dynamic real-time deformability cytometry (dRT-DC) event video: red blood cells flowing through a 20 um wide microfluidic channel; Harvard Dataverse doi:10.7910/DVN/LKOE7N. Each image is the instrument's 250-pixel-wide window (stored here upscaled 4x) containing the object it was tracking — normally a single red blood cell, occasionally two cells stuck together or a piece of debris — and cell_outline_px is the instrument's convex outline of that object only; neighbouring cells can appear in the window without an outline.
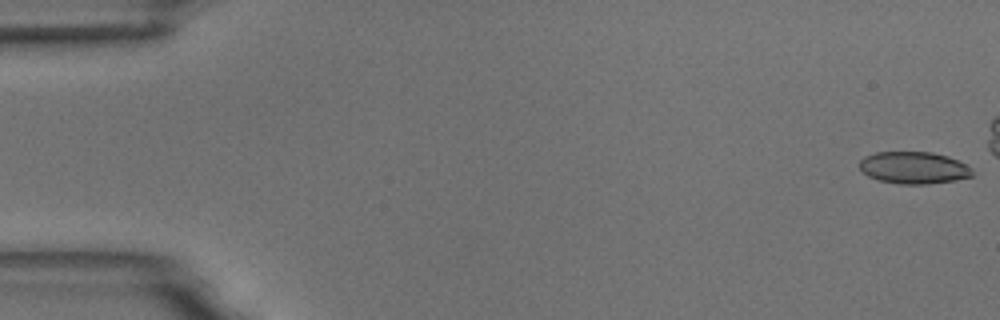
{"species": "common noctule bat (a hibernating species)", "species_latin": "Nyctalus noctula", "temperature_condition": "room temperature", "stored_images_in_passage": 6, "camera_frame_rate_fps": 3000, "um_per_image_px": 0.085, "animal": {"sex": "male", "body_mass_g": 18.8}, "frame": {"image": 1, "passage_image": 1, "time_ms": 0.0, "image_size_px": [1000, 320], "cell_outline_px": [[972, 176], [956, 180], [928, 184], [900, 184], [880, 180], [868, 176], [860, 168], [860, 160], [864, 156], [876, 152], [932, 152], [948, 156], [972, 168]], "centroid_in_image_um": [77.66, 14.25], "position_along_channel_um": 7.3, "area_um2": 20.98}}